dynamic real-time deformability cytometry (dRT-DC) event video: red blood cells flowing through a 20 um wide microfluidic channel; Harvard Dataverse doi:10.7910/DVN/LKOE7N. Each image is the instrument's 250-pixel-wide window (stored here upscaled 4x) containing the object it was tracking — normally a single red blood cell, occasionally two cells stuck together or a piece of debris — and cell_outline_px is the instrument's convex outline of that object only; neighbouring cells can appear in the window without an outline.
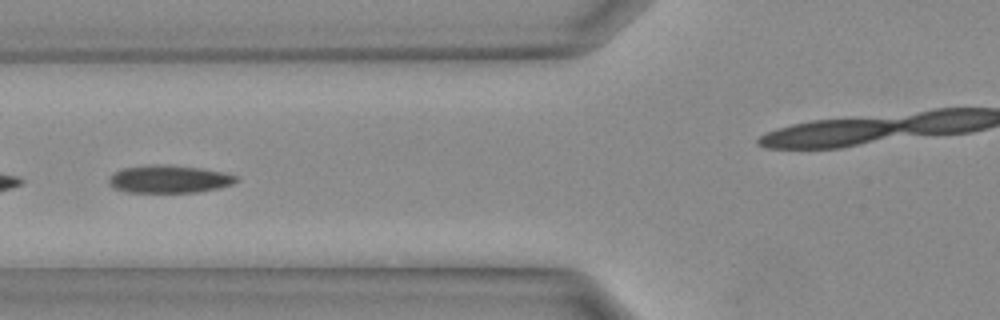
{"species": "Egyptian fruit bat (a non-hibernating species)", "species_latin": "Rousettus aegyptiacus", "temperature_condition": "warm", "stored_images_in_passage": 31, "camera_frame_rate_fps": 3000, "um_per_image_px": 0.085, "animal": {"sex": "female"}, "frame": {"image": 1, "passage_image": 10, "time_ms": 3.0, "image_size_px": [1000, 320], "cell_outline_px": [[240, 180], [232, 184], [220, 188], [196, 192], [128, 192], [112, 188], [108, 184], [108, 176], [124, 168], [148, 164], [172, 164], [200, 168], [224, 172], [236, 176]], "centroid_in_image_um": [14.36, 15.21], "position_along_channel_um": 111.4, "area_um2": 20.87}}
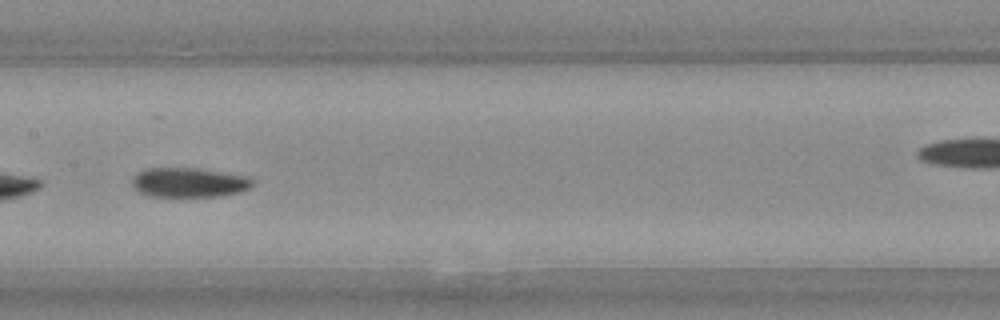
{"frame": {"image": 2, "passage_image": 14, "time_ms": 4.333, "image_size_px": [1000, 320], "cell_outline_px": [[252, 184], [248, 188], [236, 192], [220, 196], [156, 196], [144, 192], [136, 188], [132, 184], [132, 180], [140, 172], [148, 168], [192, 168], [244, 176], [252, 180]], "centroid_in_image_um": [16.05, 15.51], "position_along_channel_um": 191.3, "area_um2": 19.77}}